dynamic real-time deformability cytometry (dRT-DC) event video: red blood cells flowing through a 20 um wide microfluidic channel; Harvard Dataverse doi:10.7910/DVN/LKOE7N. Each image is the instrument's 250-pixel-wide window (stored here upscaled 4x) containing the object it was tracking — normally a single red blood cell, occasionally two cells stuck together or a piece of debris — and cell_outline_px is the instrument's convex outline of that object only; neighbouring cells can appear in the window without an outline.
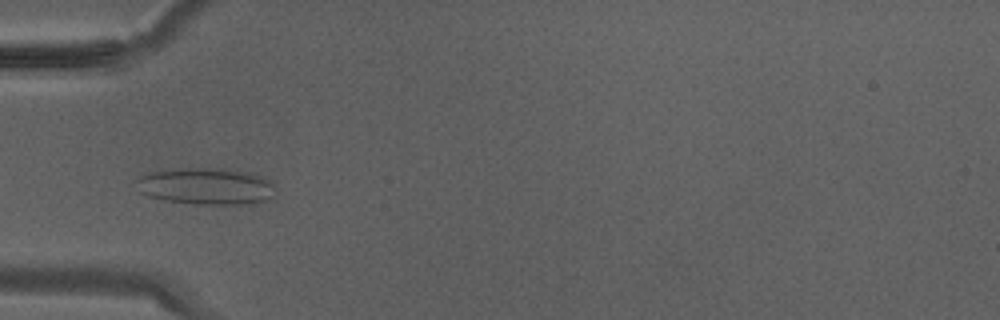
{"species": "Egyptian fruit bat (a non-hibernating species)", "species_latin": "Rousettus aegyptiacus", "temperature_condition": "warm", "stored_images_in_passage": 34, "camera_frame_rate_fps": 3000, "um_per_image_px": 0.085, "animal": {"sex": "male"}, "frame": {"image": 1, "passage_image": 10, "time_ms": 3.0, "image_size_px": [1000, 320], "cell_outline_px": [[276, 200], [248, 204], [196, 204], [164, 200], [148, 196], [140, 192], [136, 180], [144, 172], [180, 168], [224, 168], [248, 172], [272, 180], [276, 196]], "centroid_in_image_um": [17.58, 15.83], "position_along_channel_um": 67.4, "area_um2": 30.46}}
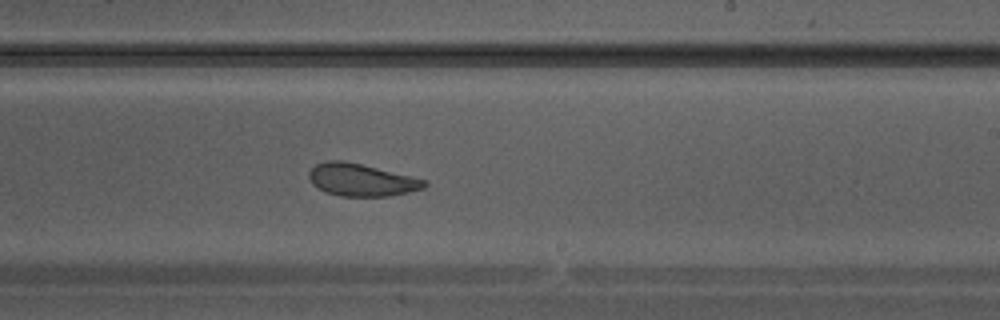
{"frame": {"image": 2, "passage_image": 20, "time_ms": 6.333, "image_size_px": [1000, 320], "cell_outline_px": [[428, 184], [424, 188], [408, 192], [388, 196], [340, 196], [316, 188], [312, 184], [308, 176], [308, 172], [316, 164], [328, 160], [344, 160], [428, 180]], "centroid_in_image_um": [30.71, 15.29], "position_along_channel_um": 258.3, "area_um2": 21.79}}